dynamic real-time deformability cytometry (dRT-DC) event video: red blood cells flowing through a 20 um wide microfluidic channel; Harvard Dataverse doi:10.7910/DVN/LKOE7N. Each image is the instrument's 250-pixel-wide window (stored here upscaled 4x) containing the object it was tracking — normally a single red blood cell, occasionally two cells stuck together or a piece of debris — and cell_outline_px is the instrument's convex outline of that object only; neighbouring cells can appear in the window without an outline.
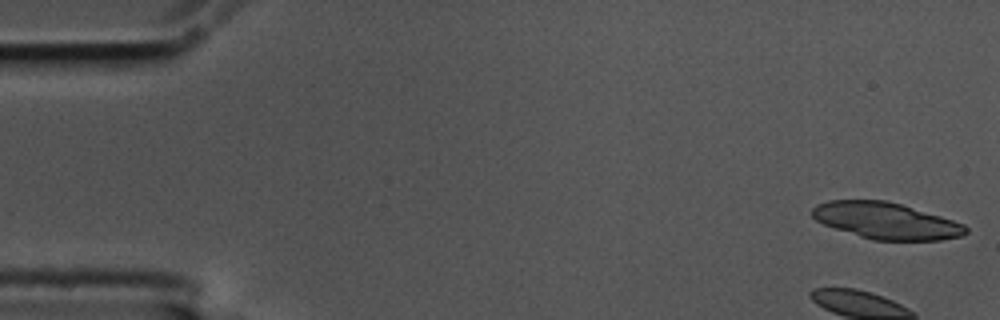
{"species": "common noctule bat (a hibernating species)", "species_latin": "Nyctalus noctula", "temperature_condition": "cold", "stored_images_in_passage": 55, "camera_frame_rate_fps": 3000, "um_per_image_px": 0.085, "animal": {"sex": "male", "body_mass_g": 17.5, "forearm_length_mm": 52.3}, "frame": {"image": 1, "passage_image": 1, "time_ms": 0.0, "image_size_px": [1000, 320], "cell_outline_px": [[968, 232], [960, 236], [940, 240], [872, 240], [824, 224], [816, 220], [812, 216], [812, 208], [816, 204], [828, 200], [884, 200], [900, 204], [940, 216], [964, 224], [968, 228]], "centroid_in_image_um": [75.3, 18.76], "position_along_channel_um": 9.7, "area_um2": 32.31}}